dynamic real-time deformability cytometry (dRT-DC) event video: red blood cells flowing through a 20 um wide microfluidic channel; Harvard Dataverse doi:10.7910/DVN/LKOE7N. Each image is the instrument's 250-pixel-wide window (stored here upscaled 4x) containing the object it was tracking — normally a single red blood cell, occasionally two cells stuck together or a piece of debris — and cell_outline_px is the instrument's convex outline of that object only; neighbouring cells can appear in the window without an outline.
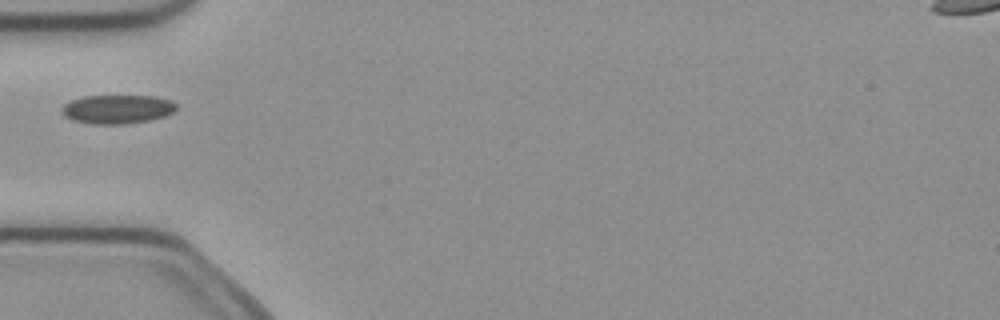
{"species": "common noctule bat (a hibernating species)", "species_latin": "Nyctalus noctula", "temperature_condition": "cold", "stored_images_in_passage": 4, "camera_frame_rate_fps": 3000, "um_per_image_px": 0.085, "animal": {"sex": "female", "body_mass_g": 21.9}, "frame": {"image": 1, "passage_image": 3, "time_ms": 0.667, "image_size_px": [1000, 320], "cell_outline_px": [[176, 108], [172, 112], [164, 116], [148, 120], [124, 124], [92, 124], [72, 120], [64, 116], [60, 112], [60, 108], [64, 104], [72, 100], [84, 96], [152, 96], [172, 100], [176, 104]], "centroid_in_image_um": [9.93, 9.28], "position_along_channel_um": 75.1, "area_um2": 19.25}}